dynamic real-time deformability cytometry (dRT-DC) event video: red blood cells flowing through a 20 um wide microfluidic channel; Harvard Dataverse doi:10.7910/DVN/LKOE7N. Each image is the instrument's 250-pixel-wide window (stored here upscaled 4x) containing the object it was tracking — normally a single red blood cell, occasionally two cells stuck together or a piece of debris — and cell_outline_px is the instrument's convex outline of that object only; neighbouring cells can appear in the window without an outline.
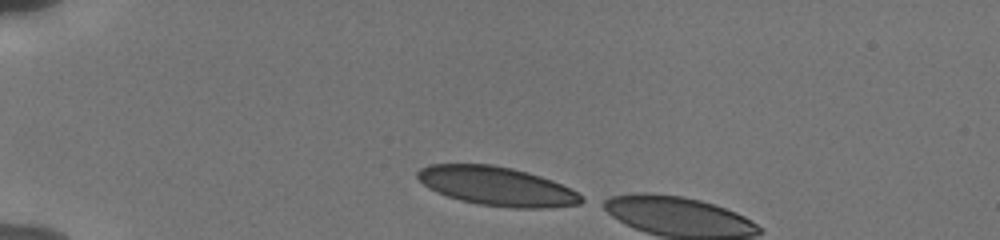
{"species": "human", "species_latin": "Homo sapiens", "temperature_condition": "cold", "stored_images_in_passage": 4, "camera_frame_rate_fps": 3000, "um_per_image_px": 0.085, "donor": {"sex": "male"}, "frame": {"image": 1, "passage_image": 1, "time_ms": 0.0, "image_size_px": [1000, 240], "cell_outline_px": [[588, 200], [580, 204], [548, 208], [512, 208], [480, 204], [460, 200], [436, 192], [428, 188], [416, 176], [416, 172], [420, 168], [428, 164], [492, 164], [512, 168], [528, 172], [552, 180], [584, 196]], "centroid_in_image_um": [42.24, 15.83], "position_along_channel_um": 42.8, "area_um2": 37.28}}